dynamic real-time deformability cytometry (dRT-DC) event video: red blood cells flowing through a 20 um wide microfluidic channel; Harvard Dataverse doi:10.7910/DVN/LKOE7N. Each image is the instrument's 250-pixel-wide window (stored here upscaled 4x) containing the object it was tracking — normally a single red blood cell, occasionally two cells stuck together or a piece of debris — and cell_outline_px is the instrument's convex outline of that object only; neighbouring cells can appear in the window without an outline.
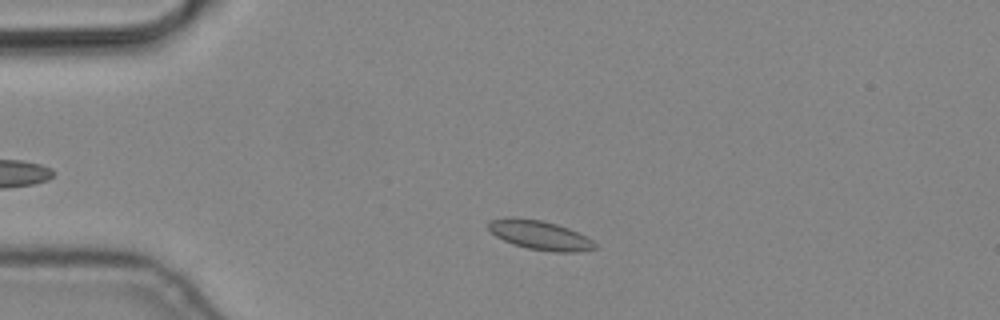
{"species": "common noctule bat (a hibernating species)", "species_latin": "Nyctalus noctula", "temperature_condition": "cold", "stored_images_in_passage": 3, "camera_frame_rate_fps": 3000, "um_per_image_px": 0.085, "animal": {"sex": "male", "body_mass_g": 19.2, "forearm_length_mm": 51.8}, "frame": {"image": 1, "passage_image": 2, "time_ms": 0.333, "image_size_px": [1000, 320], "cell_outline_px": [[596, 248], [580, 252], [556, 252], [528, 248], [512, 244], [496, 236], [484, 224], [488, 220], [540, 220], [556, 224], [568, 228], [592, 240], [596, 244]], "centroid_in_image_um": [45.92, 20.03], "position_along_channel_um": 39.1, "area_um2": 17.4}}